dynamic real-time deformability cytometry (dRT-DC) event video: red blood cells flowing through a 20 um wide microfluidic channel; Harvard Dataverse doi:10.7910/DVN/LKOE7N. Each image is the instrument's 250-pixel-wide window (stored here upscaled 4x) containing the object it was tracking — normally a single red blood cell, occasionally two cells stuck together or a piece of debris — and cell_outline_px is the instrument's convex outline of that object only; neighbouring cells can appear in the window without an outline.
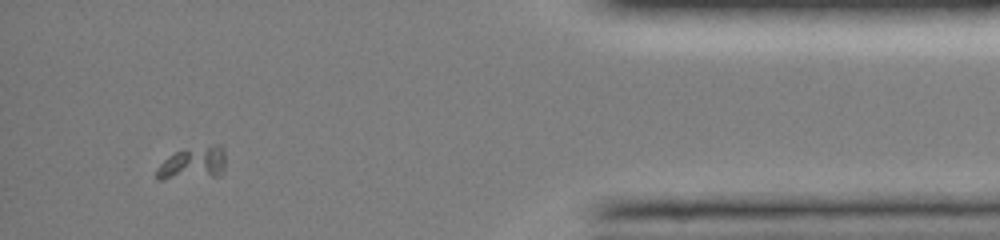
{"species": "common noctule bat (a hibernating species)", "species_latin": "Nyctalus noctula", "temperature_condition": "room temperature", "stored_images_in_passage": 46, "camera_frame_rate_fps": 3000, "um_per_image_px": 0.085, "animal": {"sex": "female", "body_mass_g": 19.0, "forearm_length_mm": 51.5}, "frame": {"image": 1, "passage_image": 42, "time_ms": 13.667, "image_size_px": [1000, 240], "cell_outline_px": [[224, 172], [220, 176], [160, 180], [156, 180], [156, 168], [168, 156], [176, 152], [212, 144], [220, 144], [224, 148]], "centroid_in_image_um": [16.41, 13.9], "position_along_channel_um": 418.8, "area_um2": 13.41}}